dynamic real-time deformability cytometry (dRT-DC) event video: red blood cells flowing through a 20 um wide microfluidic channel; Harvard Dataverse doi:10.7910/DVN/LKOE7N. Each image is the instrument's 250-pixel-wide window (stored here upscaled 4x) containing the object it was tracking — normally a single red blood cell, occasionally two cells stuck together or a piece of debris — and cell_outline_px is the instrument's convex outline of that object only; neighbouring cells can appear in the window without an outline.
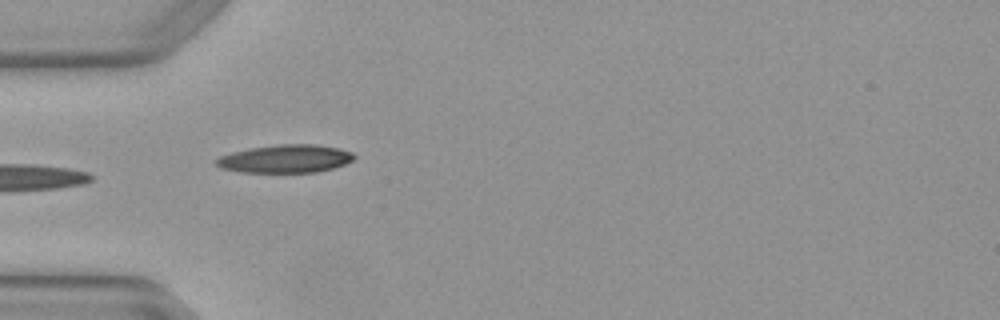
{"species": "Egyptian fruit bat (a non-hibernating species)", "species_latin": "Rousettus aegyptiacus", "temperature_condition": "warm", "stored_images_in_passage": 5, "camera_frame_rate_fps": 3000, "um_per_image_px": 0.085, "animal": {"sex": "female"}, "frame": {"image": 1, "passage_image": 4, "time_ms": 1.0, "image_size_px": [1000, 320], "cell_outline_px": [[356, 156], [352, 160], [344, 164], [332, 168], [316, 172], [240, 172], [220, 168], [216, 164], [216, 160], [220, 156], [232, 152], [248, 148], [280, 144], [316, 144], [340, 148], [352, 152]], "centroid_in_image_um": [24.26, 13.48], "position_along_channel_um": 60.7, "area_um2": 22.54}}
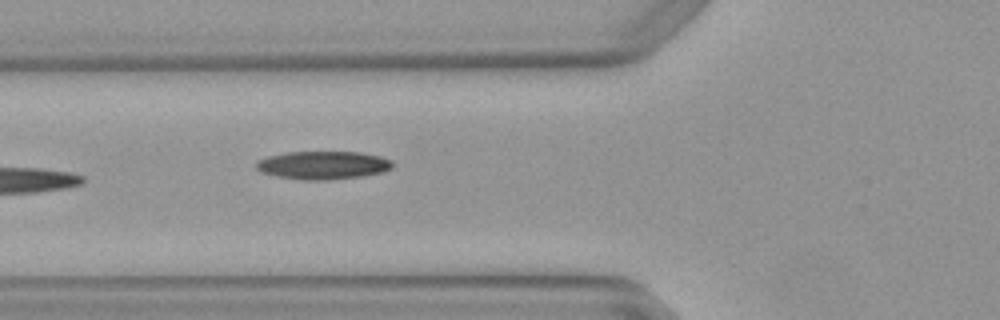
{"frame": {"image": 2, "passage_image": 5, "time_ms": 1.333, "image_size_px": [1000, 320], "cell_outline_px": [[392, 168], [380, 172], [360, 176], [328, 180], [304, 180], [276, 176], [260, 172], [256, 168], [256, 160], [268, 156], [288, 152], [360, 152], [380, 156], [392, 160]], "centroid_in_image_um": [27.42, 14.04], "position_along_channel_um": 98.4, "area_um2": 22.31}}